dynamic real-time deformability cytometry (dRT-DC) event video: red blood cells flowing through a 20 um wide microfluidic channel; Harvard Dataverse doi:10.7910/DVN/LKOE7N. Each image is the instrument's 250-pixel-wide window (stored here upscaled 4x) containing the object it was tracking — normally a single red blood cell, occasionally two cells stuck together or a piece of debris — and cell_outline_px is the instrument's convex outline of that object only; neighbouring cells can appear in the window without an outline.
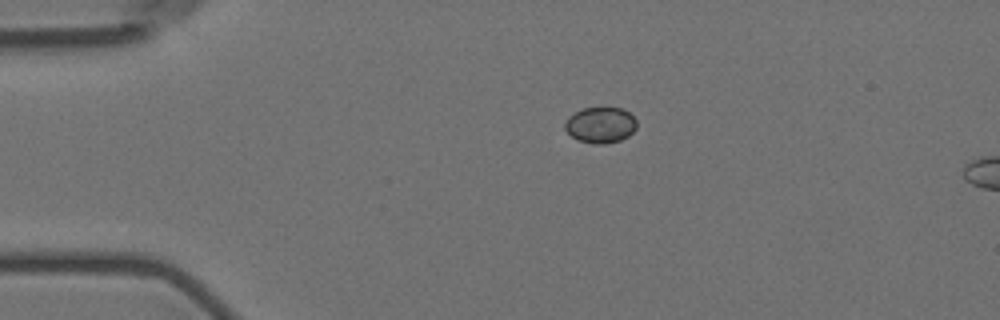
{"species": "Egyptian fruit bat (a non-hibernating species)", "species_latin": "Rousettus aegyptiacus", "temperature_condition": "room temperature", "stored_images_in_passage": 5, "camera_frame_rate_fps": 3000, "um_per_image_px": 0.085, "animal": {"sex": "female"}, "frame": {"image": 1, "passage_image": 3, "time_ms": 2.333, "image_size_px": [1000, 320], "cell_outline_px": [[636, 128], [628, 136], [620, 140], [604, 144], [596, 144], [580, 140], [572, 136], [564, 128], [564, 124], [568, 116], [584, 108], [620, 108], [628, 112], [636, 120]], "centroid_in_image_um": [51.04, 10.62], "position_along_channel_um": 34.0, "area_um2": 14.8}}